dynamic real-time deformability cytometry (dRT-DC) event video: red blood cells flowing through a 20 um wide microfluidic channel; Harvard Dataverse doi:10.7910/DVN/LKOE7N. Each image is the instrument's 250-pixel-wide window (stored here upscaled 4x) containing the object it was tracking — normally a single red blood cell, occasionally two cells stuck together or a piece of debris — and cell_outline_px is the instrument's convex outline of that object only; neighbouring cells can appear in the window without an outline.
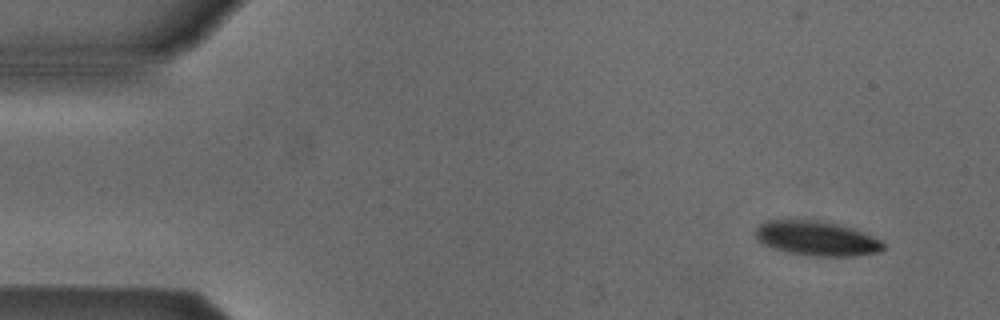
{"species": "Egyptian fruit bat (a non-hibernating species)", "species_latin": "Rousettus aegyptiacus", "temperature_condition": "cold", "stored_images_in_passage": 5, "camera_frame_rate_fps": 3000, "um_per_image_px": 0.085, "animal": {"sex": "male"}, "frame": {"image": 1, "passage_image": 1, "time_ms": 0.0, "image_size_px": [1000, 320], "cell_outline_px": [[884, 248], [880, 252], [856, 256], [808, 256], [788, 252], [772, 248], [756, 240], [756, 228], [764, 220], [828, 220], [864, 232], [880, 240], [884, 244]], "centroid_in_image_um": [69.42, 20.26], "position_along_channel_um": 15.6, "area_um2": 26.13}}
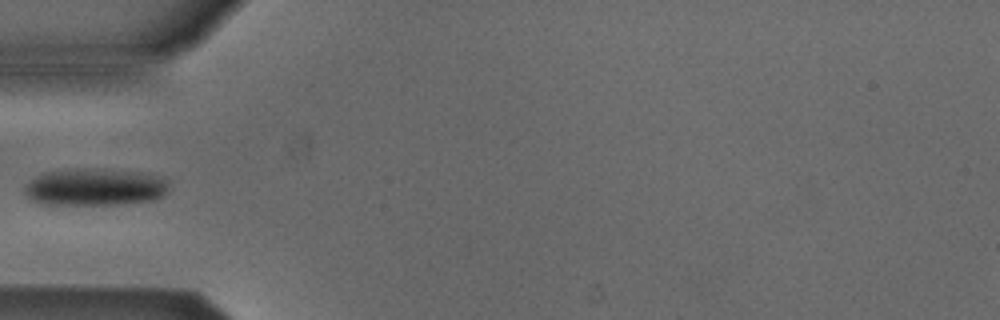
{"frame": {"image": 2, "passage_image": 4, "time_ms": 1.0, "image_size_px": [1000, 320], "cell_outline_px": [[168, 192], [164, 196], [156, 200], [120, 204], [40, 204], [32, 200], [24, 192], [24, 188], [36, 176], [44, 172], [84, 168], [124, 172], [148, 176], [164, 180], [168, 184]], "centroid_in_image_um": [8.0, 15.94], "position_along_channel_um": 77.0, "area_um2": 30.4}}
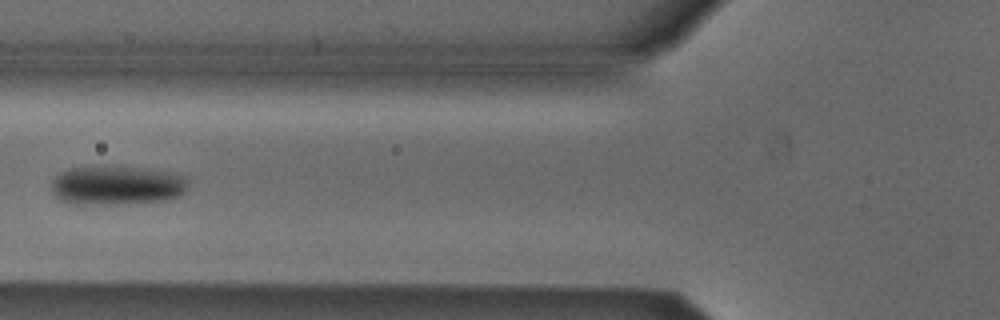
{"frame": {"image": 3, "passage_image": 5, "time_ms": 1.333, "image_size_px": [1000, 320], "cell_outline_px": [[188, 184], [184, 192], [180, 196], [168, 200], [84, 204], [72, 204], [60, 200], [48, 188], [52, 180], [56, 176], [68, 168], [140, 168], [168, 172], [184, 176], [188, 180]], "centroid_in_image_um": [9.9, 15.77], "position_along_channel_um": 115.9, "area_um2": 30.4}}